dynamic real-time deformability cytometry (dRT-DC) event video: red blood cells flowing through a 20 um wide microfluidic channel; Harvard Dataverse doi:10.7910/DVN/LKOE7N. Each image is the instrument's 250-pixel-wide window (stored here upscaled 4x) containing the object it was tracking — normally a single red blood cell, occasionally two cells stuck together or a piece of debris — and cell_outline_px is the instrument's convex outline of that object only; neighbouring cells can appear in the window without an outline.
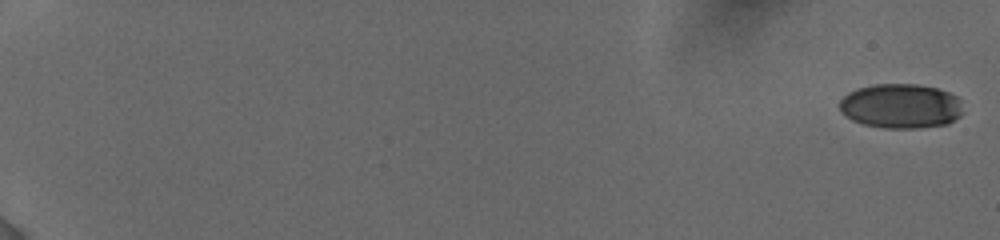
{"species": "human", "species_latin": "Homo sapiens", "temperature_condition": "cold", "stored_images_in_passage": 37, "camera_frame_rate_fps": 3000, "um_per_image_px": 0.085, "donor": {"sex": "female"}, "frame": {"image": 1, "passage_image": 1, "time_ms": 0.0, "image_size_px": [1000, 240], "cell_outline_px": [[960, 116], [948, 124], [920, 128], [884, 128], [864, 124], [852, 120], [840, 112], [840, 100], [848, 92], [856, 88], [872, 84], [916, 84], [936, 88], [948, 92], [956, 96], [960, 108]], "centroid_in_image_um": [76.52, 9.01], "position_along_channel_um": 8.5, "area_um2": 32.02}}
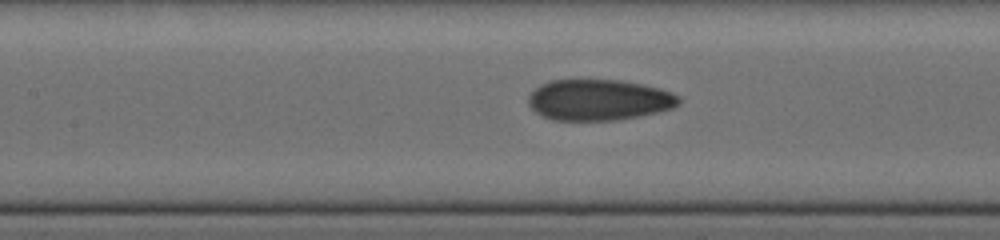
{"frame": {"image": 2, "passage_image": 27, "time_ms": 9.667, "image_size_px": [1000, 240], "cell_outline_px": [[680, 100], [672, 108], [656, 112], [616, 120], [552, 120], [536, 112], [528, 104], [528, 96], [540, 84], [552, 80], [620, 80], [660, 88], [672, 92]], "centroid_in_image_um": [50.86, 8.49], "position_along_channel_um": 156.5, "area_um2": 35.55}}
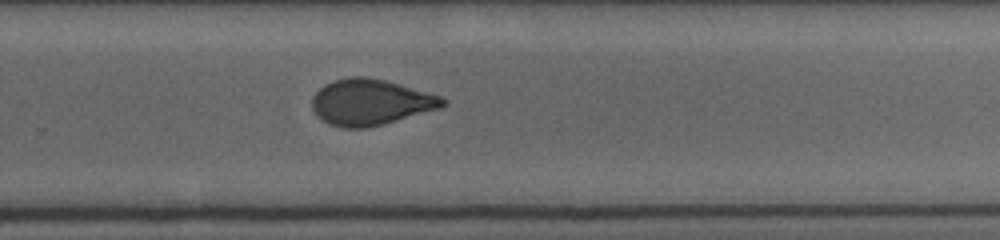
{"frame": {"image": 3, "passage_image": 37, "time_ms": 13.333, "image_size_px": [1000, 240], "cell_outline_px": [[448, 104], [440, 108], [384, 124], [364, 128], [344, 128], [328, 124], [312, 108], [312, 100], [316, 92], [324, 84], [336, 80], [352, 76], [368, 76], [384, 80], [440, 96], [448, 100]], "centroid_in_image_um": [31.51, 8.69], "position_along_channel_um": 298.3, "area_um2": 34.68}}